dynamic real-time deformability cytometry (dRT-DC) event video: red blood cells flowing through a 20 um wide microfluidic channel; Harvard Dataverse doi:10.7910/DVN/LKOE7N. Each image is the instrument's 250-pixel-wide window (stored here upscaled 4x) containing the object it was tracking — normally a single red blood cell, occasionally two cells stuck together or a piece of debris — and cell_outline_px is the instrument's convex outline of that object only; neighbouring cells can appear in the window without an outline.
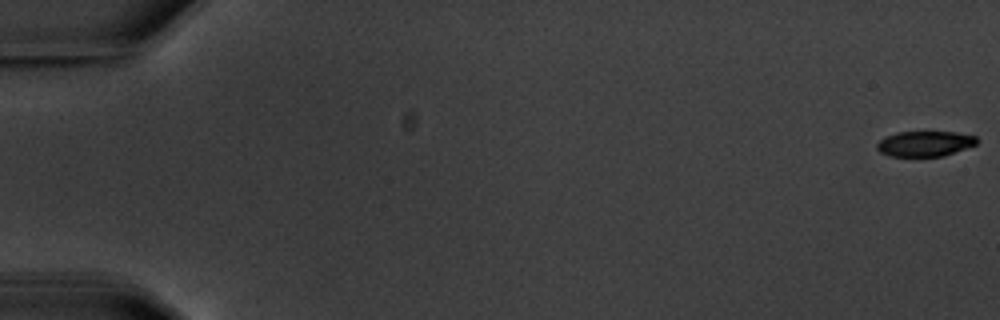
{"species": "common noctule bat (a hibernating species)", "species_latin": "Nyctalus noctula", "temperature_condition": "warm", "stored_images_in_passage": 6, "camera_frame_rate_fps": 3000, "um_per_image_px": 0.085, "animal": {"sex": "male", "body_mass_g": 20.1, "forearm_length_mm": 53.5}, "frame": {"image": 1, "passage_image": 1, "time_ms": 0.0, "image_size_px": [1000, 320], "cell_outline_px": [[976, 144], [944, 156], [888, 156], [880, 152], [876, 148], [876, 144], [884, 136], [896, 132], [956, 132], [976, 136]], "centroid_in_image_um": [78.56, 12.21], "position_along_channel_um": 6.4, "area_um2": 14.74}}
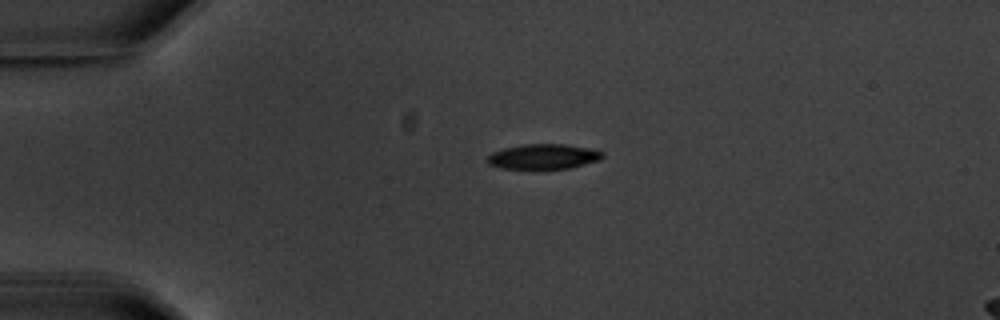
{"frame": {"image": 2, "passage_image": 5, "time_ms": 4.667, "image_size_px": [1000, 320], "cell_outline_px": [[604, 156], [600, 160], [572, 168], [500, 168], [488, 164], [488, 156], [492, 152], [504, 148], [520, 144], [564, 144], [592, 148], [604, 152]], "centroid_in_image_um": [46.23, 13.29], "position_along_channel_um": 38.8, "area_um2": 16.88}}